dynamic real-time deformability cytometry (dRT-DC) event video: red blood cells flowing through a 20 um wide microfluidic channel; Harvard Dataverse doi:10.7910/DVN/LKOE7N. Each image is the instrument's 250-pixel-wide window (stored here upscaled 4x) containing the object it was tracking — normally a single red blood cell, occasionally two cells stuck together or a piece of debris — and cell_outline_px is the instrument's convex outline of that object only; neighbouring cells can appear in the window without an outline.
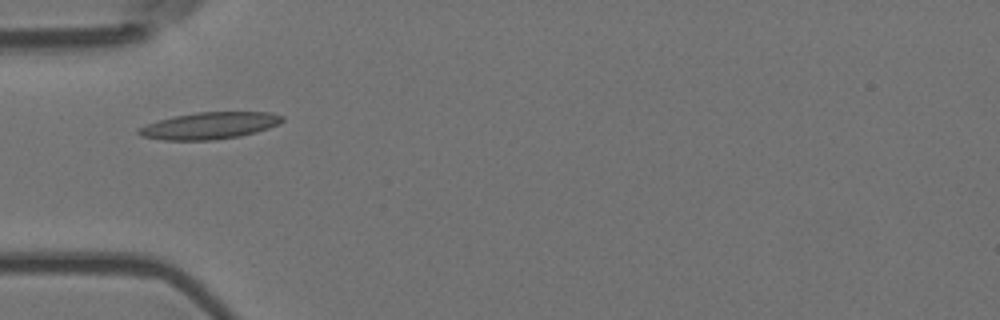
{"species": "Egyptian fruit bat (a non-hibernating species)", "species_latin": "Rousettus aegyptiacus", "temperature_condition": "room temperature", "stored_images_in_passage": 4, "camera_frame_rate_fps": 3000, "um_per_image_px": 0.085, "animal": {"sex": "female"}, "frame": {"image": 1, "passage_image": 1, "time_ms": 0.0, "image_size_px": [1000, 320], "cell_outline_px": [[284, 120], [280, 124], [256, 132], [240, 136], [212, 140], [164, 140], [140, 136], [136, 132], [136, 128], [156, 120], [196, 112], [268, 112], [284, 116]], "centroid_in_image_um": [17.78, 10.68], "position_along_channel_um": 67.2, "area_um2": 22.6}}
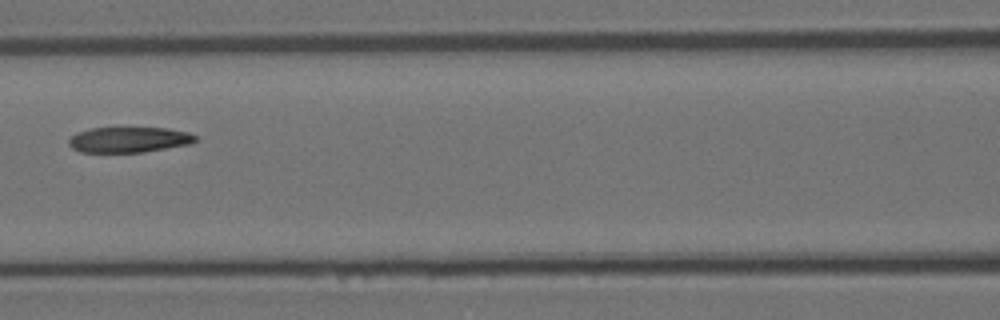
{"frame": {"image": 2, "passage_image": 3, "time_ms": 0.667, "image_size_px": [1000, 320], "cell_outline_px": [[196, 140], [192, 144], [144, 152], [80, 152], [72, 148], [68, 144], [68, 140], [76, 132], [92, 128], [168, 128], [188, 132], [196, 136]], "centroid_in_image_um": [10.96, 11.88], "position_along_channel_um": 155.6, "area_um2": 18.9}}
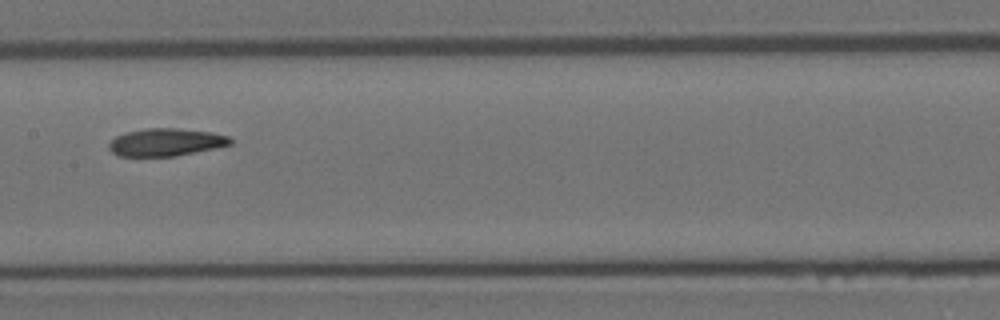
{"frame": {"image": 3, "passage_image": 4, "time_ms": 1.0, "image_size_px": [1000, 320], "cell_outline_px": [[232, 144], [216, 148], [172, 156], [120, 156], [112, 152], [108, 148], [108, 144], [116, 136], [124, 132], [148, 128], [176, 128], [208, 132], [228, 136], [232, 140]], "centroid_in_image_um": [14.07, 12.08], "position_along_channel_um": 193.3, "area_um2": 19.36}}